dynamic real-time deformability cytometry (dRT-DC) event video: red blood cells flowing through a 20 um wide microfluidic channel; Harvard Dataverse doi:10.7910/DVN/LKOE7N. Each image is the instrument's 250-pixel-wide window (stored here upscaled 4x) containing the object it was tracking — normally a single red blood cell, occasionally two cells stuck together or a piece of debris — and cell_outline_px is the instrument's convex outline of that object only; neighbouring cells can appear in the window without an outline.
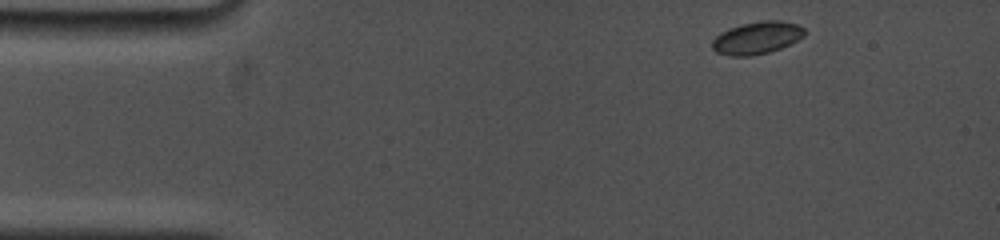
{"species": "common noctule bat (a hibernating species)", "species_latin": "Nyctalus noctula", "temperature_condition": "cold", "stored_images_in_passage": 13, "camera_frame_rate_fps": 5000, "um_per_image_px": 0.085, "animal": {"sex": "female", "body_mass_g": 19.0, "forearm_length_mm": 53.3}, "frame": {"image": 1, "passage_image": 1, "time_ms": 0.0, "image_size_px": [1000, 240], "cell_outline_px": [[808, 32], [804, 36], [780, 48], [768, 52], [748, 56], [728, 56], [716, 52], [712, 48], [712, 40], [720, 32], [728, 28], [740, 24], [764, 20], [780, 20], [796, 24], [804, 28]], "centroid_in_image_um": [64.32, 3.2], "position_along_channel_um": 20.7, "area_um2": 17.51}}
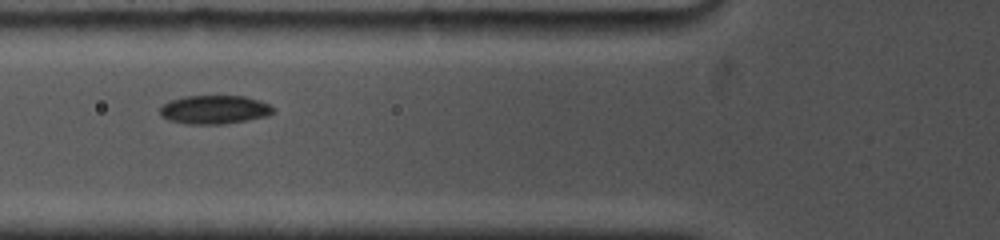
{"frame": {"image": 2, "passage_image": 8, "time_ms": 4.4, "image_size_px": [1000, 240], "cell_outline_px": [[276, 112], [268, 116], [224, 124], [184, 124], [168, 120], [160, 116], [160, 108], [164, 104], [172, 100], [184, 96], [244, 96], [260, 100], [268, 104]], "centroid_in_image_um": [18.22, 9.32], "position_along_channel_um": 107.6, "area_um2": 18.96}}
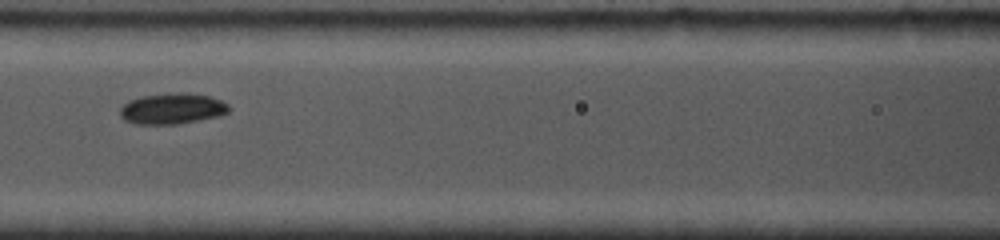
{"frame": {"image": 3, "passage_image": 11, "time_ms": 5.6, "image_size_px": [1000, 240], "cell_outline_px": [[228, 112], [220, 116], [180, 124], [136, 124], [124, 120], [120, 116], [120, 108], [128, 100], [140, 96], [176, 92], [184, 92], [208, 96], [220, 100], [228, 104]], "centroid_in_image_um": [14.61, 9.23], "position_along_channel_um": 152.0, "area_um2": 19.71}}